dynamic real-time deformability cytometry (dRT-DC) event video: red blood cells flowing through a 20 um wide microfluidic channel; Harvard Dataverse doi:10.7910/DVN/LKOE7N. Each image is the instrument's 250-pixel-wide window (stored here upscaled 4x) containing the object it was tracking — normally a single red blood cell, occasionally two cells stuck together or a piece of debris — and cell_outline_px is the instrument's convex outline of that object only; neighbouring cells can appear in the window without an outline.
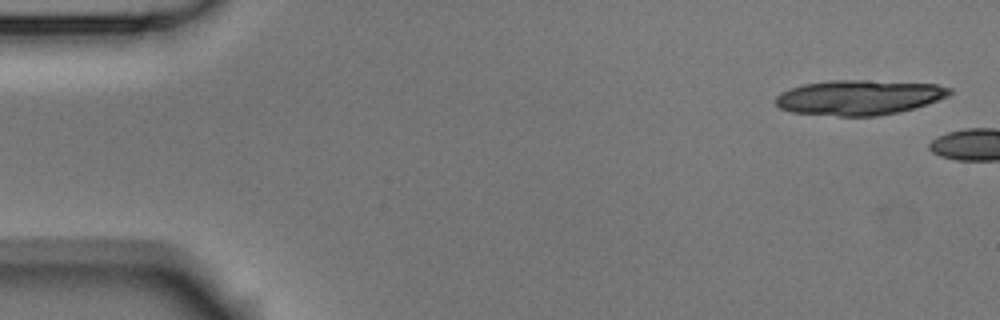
{"species": "Egyptian fruit bat (a non-hibernating species)", "species_latin": "Rousettus aegyptiacus", "temperature_condition": "room temperature", "stored_images_in_passage": 2, "camera_frame_rate_fps": 3000, "um_per_image_px": 0.085, "animal": {"sex": "male"}, "frame": {"image": 1, "passage_image": 1, "time_ms": 0.0, "image_size_px": [1000, 320], "cell_outline_px": [[952, 92], [948, 96], [900, 112], [876, 116], [840, 116], [792, 112], [780, 108], [776, 104], [776, 96], [780, 92], [804, 84], [832, 80], [868, 80], [936, 84], [952, 88]], "centroid_in_image_um": [73.01, 8.28], "position_along_channel_um": 12.0, "area_um2": 35.26}}